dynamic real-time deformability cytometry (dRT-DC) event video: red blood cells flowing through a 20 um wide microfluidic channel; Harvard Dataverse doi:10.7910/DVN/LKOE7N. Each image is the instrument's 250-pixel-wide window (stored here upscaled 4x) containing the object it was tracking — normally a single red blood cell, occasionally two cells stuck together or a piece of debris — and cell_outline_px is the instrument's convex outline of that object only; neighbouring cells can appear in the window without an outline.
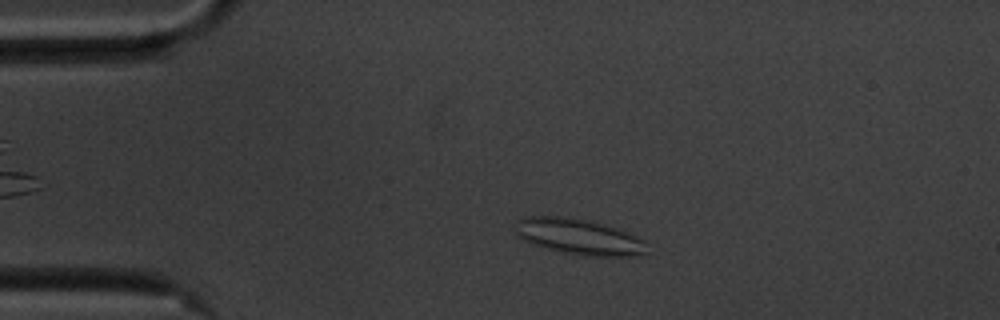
{"species": "common noctule bat (a hibernating species)", "species_latin": "Nyctalus noctula", "temperature_condition": "cold", "stored_images_in_passage": 50, "camera_frame_rate_fps": 3000, "um_per_image_px": 0.085, "animal": {"sex": "male", "body_mass_g": 20.1, "forearm_length_mm": 53.5}, "frame": {"image": 1, "passage_image": 5, "time_ms": 1.333, "image_size_px": [1000, 320], "cell_outline_px": [[648, 252], [644, 256], [584, 256], [564, 252], [532, 244], [516, 236], [512, 232], [516, 220], [524, 216], [556, 216], [584, 220], [624, 228], [636, 236], [640, 240]], "centroid_in_image_um": [49.17, 20.11], "position_along_channel_um": 35.8, "area_um2": 27.74}}
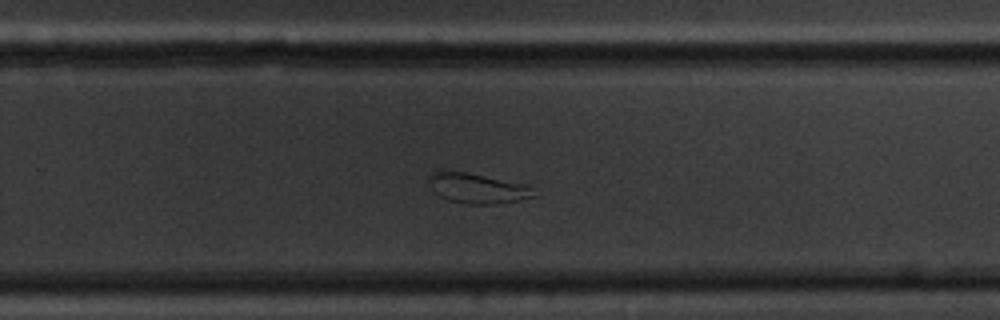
{"frame": {"image": 2, "passage_image": 30, "time_ms": 9.667, "image_size_px": [1000, 320], "cell_outline_px": [[536, 196], [496, 204], [464, 204], [448, 200], [440, 196], [432, 188], [428, 176], [432, 172], [464, 172], [524, 184], [532, 188]], "centroid_in_image_um": [40.57, 16.03], "position_along_channel_um": 289.2, "area_um2": 17.86}}
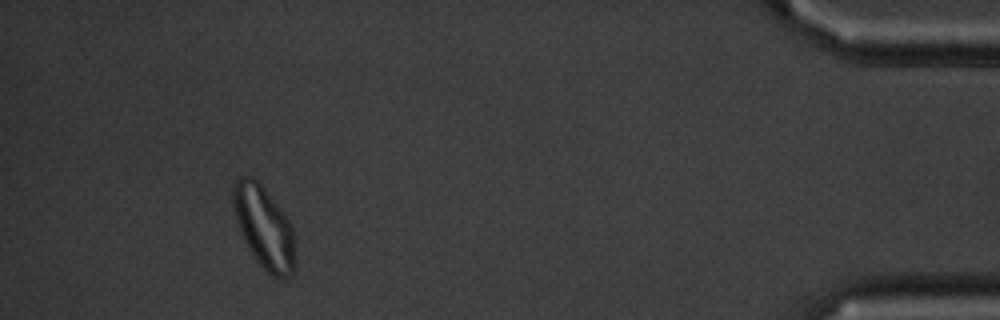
{"frame": {"image": 3, "passage_image": 46, "time_ms": 15.0, "image_size_px": [1000, 320], "cell_outline_px": [[296, 268], [288, 276], [272, 276], [256, 260], [248, 248], [240, 232], [232, 204], [232, 188], [236, 180], [240, 176], [252, 176], [260, 184], [276, 204], [288, 220], [292, 228], [296, 260]], "centroid_in_image_um": [22.42, 19.32], "position_along_channel_um": 412.8, "area_um2": 29.3}, "authors_computed_cell_mechanics": {"area_um2": 24.0448, "velocity_mm_per_s": 3.4733, "shape_relaxation_time_tau1_ms": null, "shape_relaxation_time_tau2_ms": 1.4581, "deformation_change_tau1": null, "deformation_change_tau2": 0.0738}}